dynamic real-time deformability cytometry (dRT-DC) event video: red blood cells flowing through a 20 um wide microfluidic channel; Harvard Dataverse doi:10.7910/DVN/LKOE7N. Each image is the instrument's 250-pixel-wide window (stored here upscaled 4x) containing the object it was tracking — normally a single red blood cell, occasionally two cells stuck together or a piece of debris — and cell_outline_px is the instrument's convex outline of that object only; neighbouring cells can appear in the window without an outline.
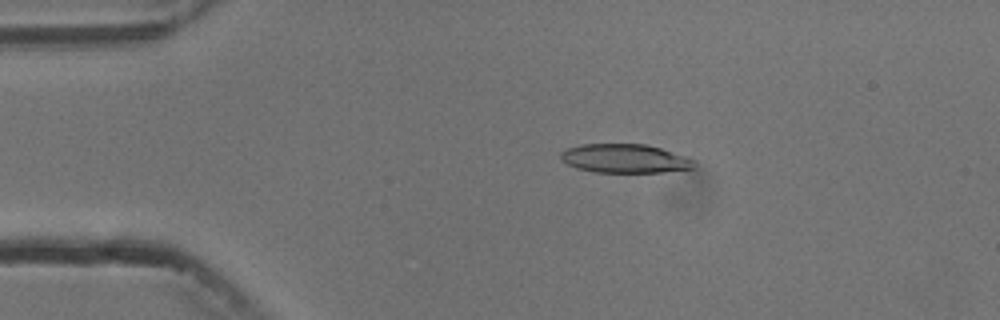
{"species": "common noctule bat (a hibernating species)", "species_latin": "Nyctalus noctula", "temperature_condition": "cold", "stored_images_in_passage": 11, "camera_frame_rate_fps": 3000, "um_per_image_px": 0.085, "animal": {"sex": "male", "body_mass_g": 13.3}, "frame": {"image": 1, "passage_image": 4, "time_ms": 3.333, "image_size_px": [1000, 320], "cell_outline_px": [[696, 164], [692, 168], [664, 172], [596, 172], [576, 168], [560, 160], [560, 152], [568, 148], [580, 144], [644, 144], [660, 148], [684, 156], [692, 160]], "centroid_in_image_um": [53.06, 13.47], "position_along_channel_um": 31.9, "area_um2": 22.25}}
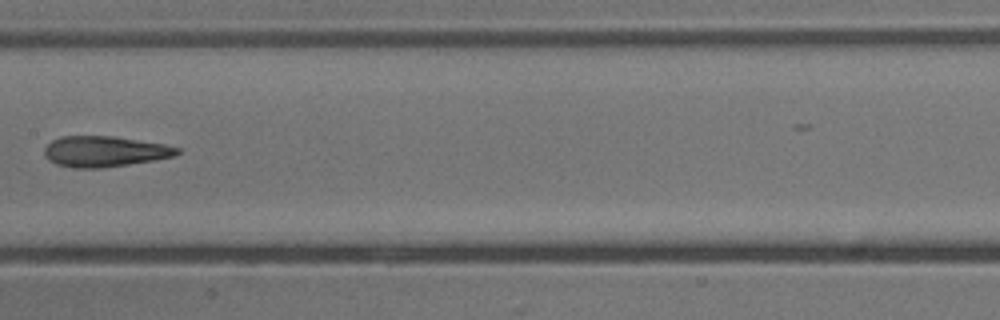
{"frame": {"image": 2, "passage_image": 8, "time_ms": 9.0, "image_size_px": [1000, 320], "cell_outline_px": [[180, 152], [176, 156], [128, 164], [100, 168], [76, 168], [56, 164], [48, 160], [44, 156], [44, 148], [52, 140], [60, 136], [112, 136], [164, 144], [180, 148]], "centroid_in_image_um": [8.86, 12.87], "position_along_channel_um": 198.5, "area_um2": 23.7}}
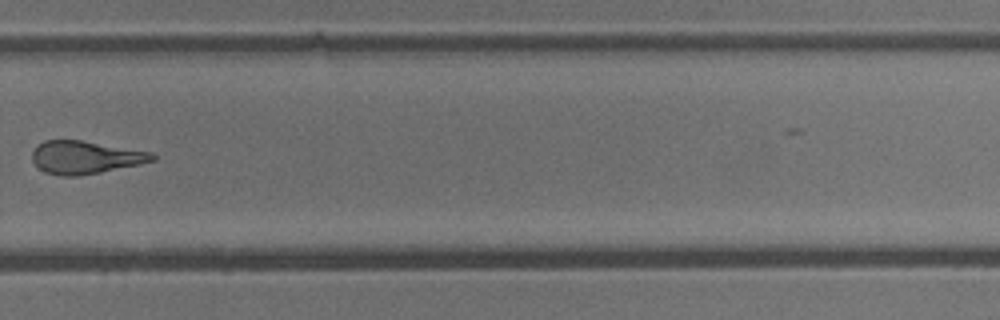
{"frame": {"image": 3, "passage_image": 11, "time_ms": 12.333, "image_size_px": [1000, 320], "cell_outline_px": [[156, 160], [140, 164], [80, 176], [60, 176], [44, 172], [32, 160], [32, 152], [36, 144], [44, 140], [80, 140], [152, 152], [156, 156]], "centroid_in_image_um": [7.23, 13.37], "position_along_channel_um": 322.6, "area_um2": 23.06}}